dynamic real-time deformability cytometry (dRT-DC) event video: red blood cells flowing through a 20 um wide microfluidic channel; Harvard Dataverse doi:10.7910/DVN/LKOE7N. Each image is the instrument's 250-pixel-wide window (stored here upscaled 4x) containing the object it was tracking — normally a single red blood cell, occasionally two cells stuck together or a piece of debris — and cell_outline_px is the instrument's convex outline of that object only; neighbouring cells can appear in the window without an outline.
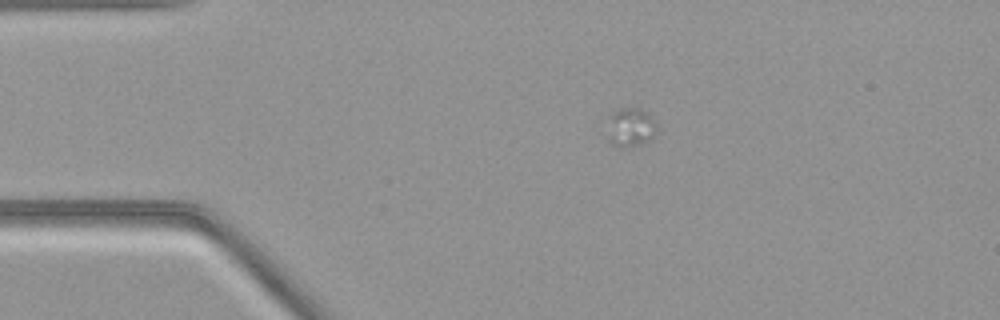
{"species": "common noctule bat (a hibernating species)", "species_latin": "Nyctalus noctula", "temperature_condition": "warm", "stored_images_in_passage": 12, "camera_frame_rate_fps": 3000, "um_per_image_px": 0.085, "animal": {"sex": "female", "body_mass_g": 21.9}, "frame": {"image": 1, "passage_image": 1, "time_ms": 0.0, "image_size_px": [1000, 320], "cell_outline_px": [[660, 128], [656, 136], [640, 144], [628, 148], [620, 148], [612, 144], [608, 140], [608, 116], [612, 112], [620, 108], [640, 108], [648, 112], [652, 116]], "centroid_in_image_um": [53.64, 10.82], "position_along_channel_um": 31.4, "area_um2": 11.79}}
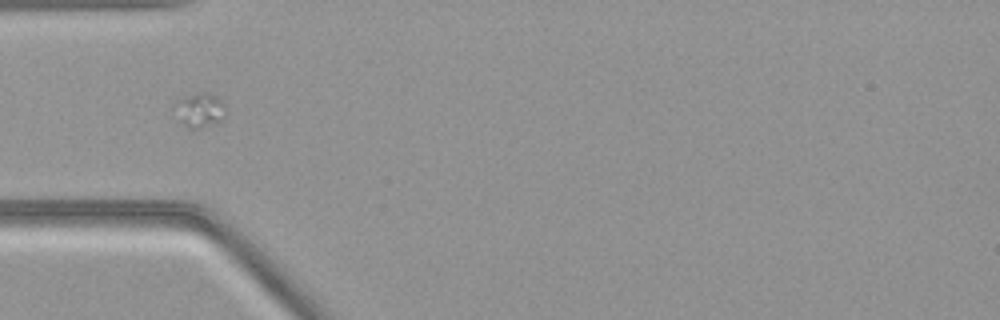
{"frame": {"image": 2, "passage_image": 7, "time_ms": 2.0, "image_size_px": [1000, 320], "cell_outline_px": [[224, 116], [220, 120], [200, 128], [188, 128], [180, 120], [172, 104], [176, 100], [184, 96], [200, 92], [208, 92], [216, 96], [224, 104]], "centroid_in_image_um": [16.93, 9.32], "position_along_channel_um": 68.1, "area_um2": 10.06}}